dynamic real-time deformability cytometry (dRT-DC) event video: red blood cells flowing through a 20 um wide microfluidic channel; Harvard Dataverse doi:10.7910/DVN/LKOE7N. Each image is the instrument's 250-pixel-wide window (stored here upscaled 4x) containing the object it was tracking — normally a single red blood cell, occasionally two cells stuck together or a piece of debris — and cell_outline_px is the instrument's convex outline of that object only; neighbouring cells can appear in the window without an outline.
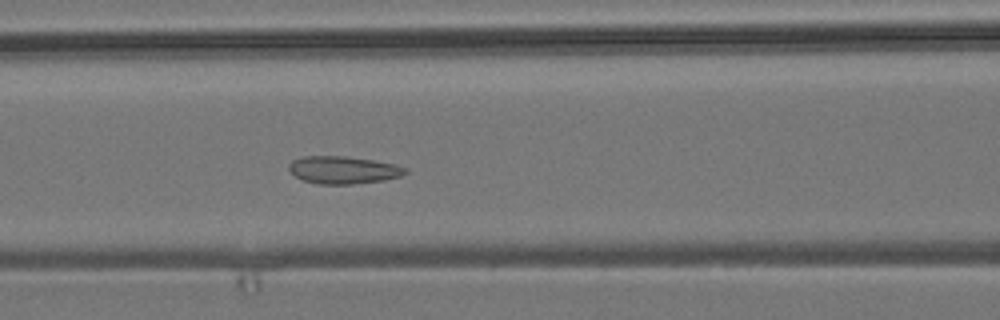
{"species": "common noctule bat (a hibernating species)", "species_latin": "Nyctalus noctula", "temperature_condition": "room temperature", "stored_images_in_passage": 40, "camera_frame_rate_fps": 3000, "um_per_image_px": 0.085, "animal": {"sex": "male", "body_mass_g": 19.2, "forearm_length_mm": 51.8}, "frame": {"image": 1, "passage_image": 9, "time_ms": 2.667, "image_size_px": [1000, 320], "cell_outline_px": [[408, 172], [400, 176], [384, 180], [352, 184], [320, 184], [304, 180], [296, 176], [288, 168], [288, 164], [292, 160], [300, 156], [344, 156], [372, 160], [396, 164], [408, 168]], "centroid_in_image_um": [29.19, 14.44], "position_along_channel_um": 137.4, "area_um2": 18.67}}
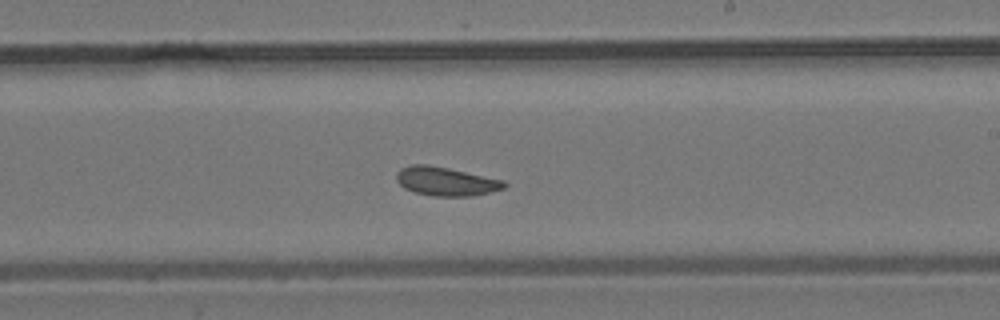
{"frame": {"image": 2, "passage_image": 18, "time_ms": 5.667, "image_size_px": [1000, 320], "cell_outline_px": [[508, 184], [504, 188], [472, 196], [432, 196], [416, 192], [404, 188], [396, 180], [396, 172], [400, 168], [408, 164], [428, 164], [448, 168], [504, 180]], "centroid_in_image_um": [37.87, 15.4], "position_along_channel_um": 251.1, "area_um2": 18.09}}
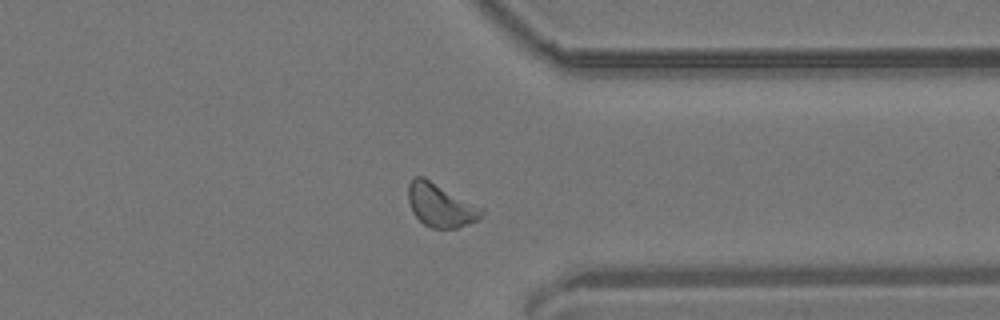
{"frame": {"image": 3, "passage_image": 28, "time_ms": 9.0, "image_size_px": [1000, 320], "cell_outline_px": [[484, 212], [476, 220], [468, 224], [456, 228], [432, 228], [424, 224], [412, 212], [408, 200], [408, 184], [416, 176], [424, 176], [484, 208]], "centroid_in_image_um": [37.44, 17.43], "position_along_channel_um": 374.0, "area_um2": 18.55}, "authors_computed_cell_mechanics": {"area_um2": 17.9469, "velocity_mm_per_s": 3.7988, "shape_relaxation_time_tau1_ms": null, "shape_relaxation_time_tau2_ms": 3.0218, "deformation_change_tau1": null, "deformation_change_tau2": 0.1014}}